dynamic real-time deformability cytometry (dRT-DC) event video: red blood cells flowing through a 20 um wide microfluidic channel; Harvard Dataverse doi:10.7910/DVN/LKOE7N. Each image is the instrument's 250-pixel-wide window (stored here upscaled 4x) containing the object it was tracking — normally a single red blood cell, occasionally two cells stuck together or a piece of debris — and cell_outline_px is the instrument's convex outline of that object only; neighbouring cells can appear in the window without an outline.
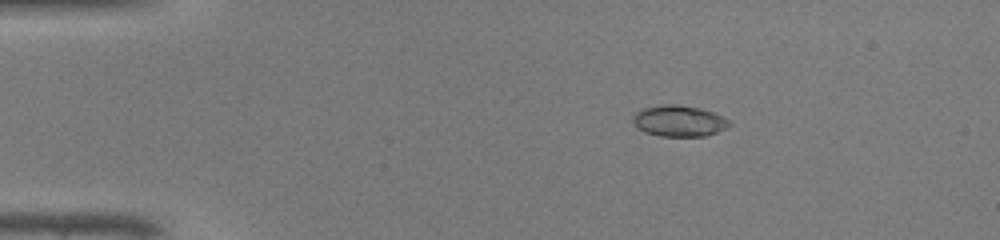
{"species": "common noctule bat (a hibernating species)", "species_latin": "Nyctalus noctula", "temperature_condition": "warm", "stored_images_in_passage": 48, "camera_frame_rate_fps": 3000, "um_per_image_px": 0.085, "animal": {"sex": "male", "body_mass_g": 19.0, "forearm_length_mm": 50.8}, "frame": {"image": 1, "passage_image": 9, "time_ms": 2.667, "image_size_px": [1000, 240], "cell_outline_px": [[732, 124], [716, 132], [704, 136], [660, 136], [644, 132], [636, 128], [632, 120], [632, 116], [640, 108], [660, 104], [680, 104], [700, 108], [724, 116], [732, 120]], "centroid_in_image_um": [57.69, 10.26], "position_along_channel_um": 27.3, "area_um2": 17.86}}
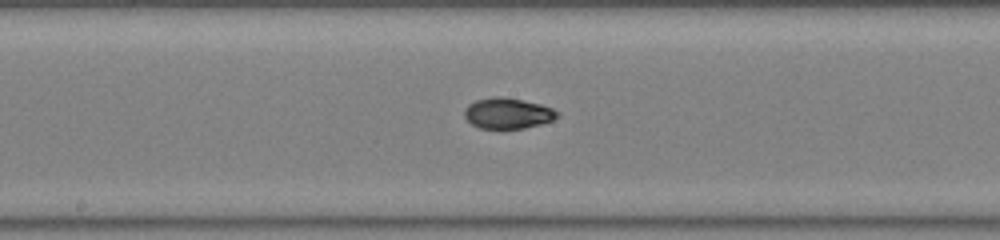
{"frame": {"image": 2, "passage_image": 26, "time_ms": 8.333, "image_size_px": [1000, 240], "cell_outline_px": [[560, 116], [552, 120], [540, 124], [524, 128], [480, 128], [472, 124], [464, 116], [464, 112], [468, 104], [476, 100], [492, 96], [500, 96], [540, 104], [552, 108], [560, 112]], "centroid_in_image_um": [43.16, 9.62], "position_along_channel_um": 205.0, "area_um2": 16.53}}
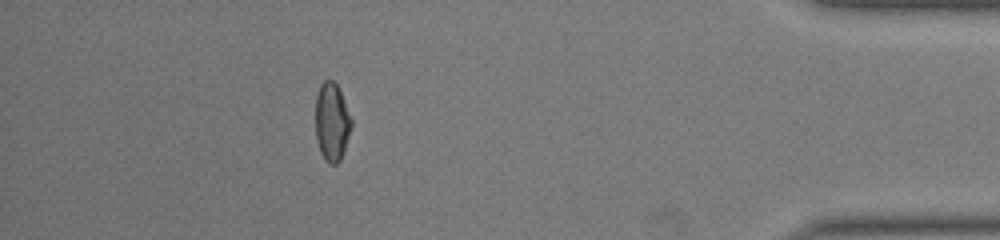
{"frame": {"image": 3, "passage_image": 43, "time_ms": 14.0, "image_size_px": [1000, 240], "cell_outline_px": [[352, 128], [340, 160], [336, 164], [328, 164], [324, 160], [320, 152], [316, 136], [316, 96], [320, 84], [324, 80], [332, 80], [336, 84], [340, 92], [352, 120]], "centroid_in_image_um": [28.2, 10.39], "position_along_channel_um": 407.0, "area_um2": 16.3}, "authors_computed_cell_mechanics": {"area_um2": 16.7042, "velocity_mm_per_s": 4.3619, "shape_relaxation_time_tau1_ms": 5.3756, "shape_relaxation_time_tau2_ms": 1.5108, "deformation_change_tau1": 0.2551, "deformation_change_tau2": 0.0308}}